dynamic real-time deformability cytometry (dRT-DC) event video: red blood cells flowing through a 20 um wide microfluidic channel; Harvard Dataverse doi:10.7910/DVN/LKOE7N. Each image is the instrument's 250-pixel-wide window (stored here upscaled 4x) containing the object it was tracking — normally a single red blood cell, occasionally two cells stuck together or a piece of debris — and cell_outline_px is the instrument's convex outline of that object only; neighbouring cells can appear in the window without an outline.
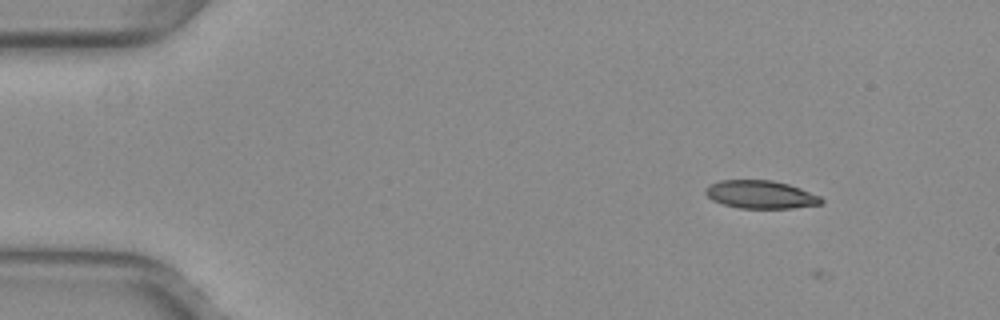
{"species": "common noctule bat (a hibernating species)", "species_latin": "Nyctalus noctula", "temperature_condition": "warm", "stored_images_in_passage": 4, "camera_frame_rate_fps": 3000, "um_per_image_px": 0.085, "animal": {"sex": "female", "body_mass_g": 29.2, "forearm_length_mm": 56.3}, "frame": {"image": 1, "passage_image": 3, "time_ms": 0.667, "image_size_px": [1000, 320], "cell_outline_px": [[824, 200], [820, 204], [792, 208], [740, 208], [724, 204], [712, 200], [704, 192], [704, 188], [720, 180], [772, 180], [788, 184], [800, 188], [820, 196]], "centroid_in_image_um": [64.65, 16.53], "position_along_channel_um": 20.4, "area_um2": 18.79}}